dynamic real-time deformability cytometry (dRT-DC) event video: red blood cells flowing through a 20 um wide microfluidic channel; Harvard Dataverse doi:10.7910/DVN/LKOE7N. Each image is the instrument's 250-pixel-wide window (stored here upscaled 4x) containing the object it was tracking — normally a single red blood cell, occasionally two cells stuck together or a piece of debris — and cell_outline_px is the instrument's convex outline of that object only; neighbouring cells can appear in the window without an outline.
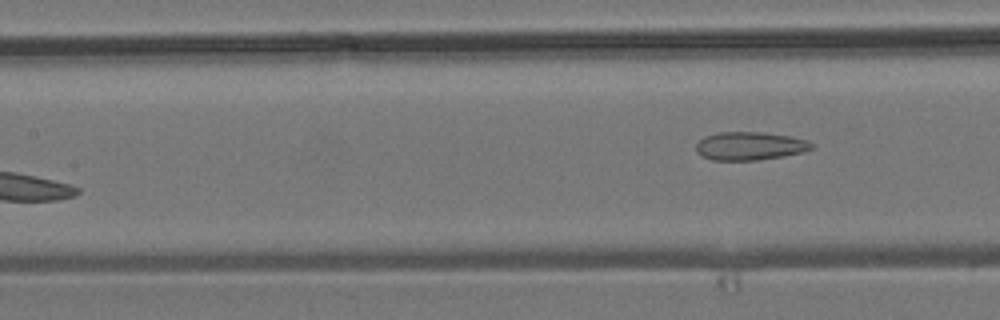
{"species": "common noctule bat (a hibernating species)", "species_latin": "Nyctalus noctula", "temperature_condition": "room temperature", "stored_images_in_passage": 5, "camera_frame_rate_fps": 3000, "um_per_image_px": 0.085, "animal": {"sex": "male", "body_mass_g": 19.2, "forearm_length_mm": 51.8}, "frame": {"image": 1, "passage_image": 5, "time_ms": 4.667, "image_size_px": [1000, 320], "cell_outline_px": [[812, 148], [804, 152], [784, 156], [756, 160], [712, 160], [696, 152], [696, 144], [704, 136], [720, 132], [760, 132], [792, 136], [808, 140], [812, 144]], "centroid_in_image_um": [63.75, 12.4], "position_along_channel_um": 143.7, "area_um2": 19.02}}